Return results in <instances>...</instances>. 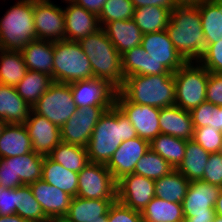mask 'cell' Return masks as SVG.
I'll return each mask as SVG.
<instances>
[{"instance_id": "1", "label": "cell", "mask_w": 222, "mask_h": 222, "mask_svg": "<svg viewBox=\"0 0 222 222\" xmlns=\"http://www.w3.org/2000/svg\"><path fill=\"white\" fill-rule=\"evenodd\" d=\"M138 137L135 128L114 104L100 116L86 147L89 162L107 165L125 140Z\"/></svg>"}, {"instance_id": "2", "label": "cell", "mask_w": 222, "mask_h": 222, "mask_svg": "<svg viewBox=\"0 0 222 222\" xmlns=\"http://www.w3.org/2000/svg\"><path fill=\"white\" fill-rule=\"evenodd\" d=\"M166 32L186 62H198L207 48L198 6H176Z\"/></svg>"}, {"instance_id": "3", "label": "cell", "mask_w": 222, "mask_h": 222, "mask_svg": "<svg viewBox=\"0 0 222 222\" xmlns=\"http://www.w3.org/2000/svg\"><path fill=\"white\" fill-rule=\"evenodd\" d=\"M90 60L93 77L106 80L116 90L124 83L121 54L102 28L78 41Z\"/></svg>"}, {"instance_id": "4", "label": "cell", "mask_w": 222, "mask_h": 222, "mask_svg": "<svg viewBox=\"0 0 222 222\" xmlns=\"http://www.w3.org/2000/svg\"><path fill=\"white\" fill-rule=\"evenodd\" d=\"M119 91L132 103L164 108L175 105L173 74L133 75L126 77Z\"/></svg>"}, {"instance_id": "5", "label": "cell", "mask_w": 222, "mask_h": 222, "mask_svg": "<svg viewBox=\"0 0 222 222\" xmlns=\"http://www.w3.org/2000/svg\"><path fill=\"white\" fill-rule=\"evenodd\" d=\"M34 0H20L7 10L0 20V49L21 50L36 40Z\"/></svg>"}, {"instance_id": "6", "label": "cell", "mask_w": 222, "mask_h": 222, "mask_svg": "<svg viewBox=\"0 0 222 222\" xmlns=\"http://www.w3.org/2000/svg\"><path fill=\"white\" fill-rule=\"evenodd\" d=\"M53 58V82L71 84L94 78L90 60L78 42L54 41Z\"/></svg>"}, {"instance_id": "7", "label": "cell", "mask_w": 222, "mask_h": 222, "mask_svg": "<svg viewBox=\"0 0 222 222\" xmlns=\"http://www.w3.org/2000/svg\"><path fill=\"white\" fill-rule=\"evenodd\" d=\"M186 62L173 77L175 79L176 103L183 110L191 111L206 101L209 71L199 62Z\"/></svg>"}, {"instance_id": "8", "label": "cell", "mask_w": 222, "mask_h": 222, "mask_svg": "<svg viewBox=\"0 0 222 222\" xmlns=\"http://www.w3.org/2000/svg\"><path fill=\"white\" fill-rule=\"evenodd\" d=\"M44 156L31 151L25 155L0 158V187L18 188L42 179Z\"/></svg>"}, {"instance_id": "9", "label": "cell", "mask_w": 222, "mask_h": 222, "mask_svg": "<svg viewBox=\"0 0 222 222\" xmlns=\"http://www.w3.org/2000/svg\"><path fill=\"white\" fill-rule=\"evenodd\" d=\"M70 84L53 82L48 90L33 105L32 111L46 117L61 128L76 112Z\"/></svg>"}, {"instance_id": "10", "label": "cell", "mask_w": 222, "mask_h": 222, "mask_svg": "<svg viewBox=\"0 0 222 222\" xmlns=\"http://www.w3.org/2000/svg\"><path fill=\"white\" fill-rule=\"evenodd\" d=\"M221 187L203 181L189 183L182 201L185 222H212L216 215L214 207Z\"/></svg>"}, {"instance_id": "11", "label": "cell", "mask_w": 222, "mask_h": 222, "mask_svg": "<svg viewBox=\"0 0 222 222\" xmlns=\"http://www.w3.org/2000/svg\"><path fill=\"white\" fill-rule=\"evenodd\" d=\"M117 182L104 164L89 163L78 173L77 196L116 200Z\"/></svg>"}, {"instance_id": "12", "label": "cell", "mask_w": 222, "mask_h": 222, "mask_svg": "<svg viewBox=\"0 0 222 222\" xmlns=\"http://www.w3.org/2000/svg\"><path fill=\"white\" fill-rule=\"evenodd\" d=\"M115 105L129 119L138 137L149 143L160 134V109L130 102L119 90L115 94Z\"/></svg>"}, {"instance_id": "13", "label": "cell", "mask_w": 222, "mask_h": 222, "mask_svg": "<svg viewBox=\"0 0 222 222\" xmlns=\"http://www.w3.org/2000/svg\"><path fill=\"white\" fill-rule=\"evenodd\" d=\"M111 107L89 106L77 108L76 112L60 128L61 141L86 148L100 116Z\"/></svg>"}, {"instance_id": "14", "label": "cell", "mask_w": 222, "mask_h": 222, "mask_svg": "<svg viewBox=\"0 0 222 222\" xmlns=\"http://www.w3.org/2000/svg\"><path fill=\"white\" fill-rule=\"evenodd\" d=\"M34 29L37 39L65 40L64 10L50 0H34Z\"/></svg>"}, {"instance_id": "15", "label": "cell", "mask_w": 222, "mask_h": 222, "mask_svg": "<svg viewBox=\"0 0 222 222\" xmlns=\"http://www.w3.org/2000/svg\"><path fill=\"white\" fill-rule=\"evenodd\" d=\"M155 197V180L128 174L117 181L116 200L126 207L141 212Z\"/></svg>"}, {"instance_id": "16", "label": "cell", "mask_w": 222, "mask_h": 222, "mask_svg": "<svg viewBox=\"0 0 222 222\" xmlns=\"http://www.w3.org/2000/svg\"><path fill=\"white\" fill-rule=\"evenodd\" d=\"M77 108L89 106H113L116 89L103 79H88L70 84Z\"/></svg>"}, {"instance_id": "17", "label": "cell", "mask_w": 222, "mask_h": 222, "mask_svg": "<svg viewBox=\"0 0 222 222\" xmlns=\"http://www.w3.org/2000/svg\"><path fill=\"white\" fill-rule=\"evenodd\" d=\"M141 46L154 62L175 73L186 61L175 49L166 30L143 34Z\"/></svg>"}, {"instance_id": "18", "label": "cell", "mask_w": 222, "mask_h": 222, "mask_svg": "<svg viewBox=\"0 0 222 222\" xmlns=\"http://www.w3.org/2000/svg\"><path fill=\"white\" fill-rule=\"evenodd\" d=\"M149 149V142L140 137L123 141L106 165L113 179L117 182L132 174L136 163Z\"/></svg>"}, {"instance_id": "19", "label": "cell", "mask_w": 222, "mask_h": 222, "mask_svg": "<svg viewBox=\"0 0 222 222\" xmlns=\"http://www.w3.org/2000/svg\"><path fill=\"white\" fill-rule=\"evenodd\" d=\"M24 125L27 128L32 150L42 156H48L61 142L60 128L50 122L46 117L30 111Z\"/></svg>"}, {"instance_id": "20", "label": "cell", "mask_w": 222, "mask_h": 222, "mask_svg": "<svg viewBox=\"0 0 222 222\" xmlns=\"http://www.w3.org/2000/svg\"><path fill=\"white\" fill-rule=\"evenodd\" d=\"M65 1L69 3L66 9H63L65 17V40L78 42L101 28L97 15L87 11L72 0Z\"/></svg>"}, {"instance_id": "21", "label": "cell", "mask_w": 222, "mask_h": 222, "mask_svg": "<svg viewBox=\"0 0 222 222\" xmlns=\"http://www.w3.org/2000/svg\"><path fill=\"white\" fill-rule=\"evenodd\" d=\"M29 186L47 218L67 214L73 196L48 184L43 179L29 184Z\"/></svg>"}, {"instance_id": "22", "label": "cell", "mask_w": 222, "mask_h": 222, "mask_svg": "<svg viewBox=\"0 0 222 222\" xmlns=\"http://www.w3.org/2000/svg\"><path fill=\"white\" fill-rule=\"evenodd\" d=\"M159 126L160 134L186 141L193 138L194 127L190 112L177 105L160 108Z\"/></svg>"}, {"instance_id": "23", "label": "cell", "mask_w": 222, "mask_h": 222, "mask_svg": "<svg viewBox=\"0 0 222 222\" xmlns=\"http://www.w3.org/2000/svg\"><path fill=\"white\" fill-rule=\"evenodd\" d=\"M102 29L120 54L141 45L143 33L133 19L108 22Z\"/></svg>"}, {"instance_id": "24", "label": "cell", "mask_w": 222, "mask_h": 222, "mask_svg": "<svg viewBox=\"0 0 222 222\" xmlns=\"http://www.w3.org/2000/svg\"><path fill=\"white\" fill-rule=\"evenodd\" d=\"M20 51L28 70L48 74L53 80V41L36 39L30 41Z\"/></svg>"}, {"instance_id": "25", "label": "cell", "mask_w": 222, "mask_h": 222, "mask_svg": "<svg viewBox=\"0 0 222 222\" xmlns=\"http://www.w3.org/2000/svg\"><path fill=\"white\" fill-rule=\"evenodd\" d=\"M31 110L15 87L0 84V118L7 124H24Z\"/></svg>"}, {"instance_id": "26", "label": "cell", "mask_w": 222, "mask_h": 222, "mask_svg": "<svg viewBox=\"0 0 222 222\" xmlns=\"http://www.w3.org/2000/svg\"><path fill=\"white\" fill-rule=\"evenodd\" d=\"M32 150L24 124H6L0 136V158L25 155Z\"/></svg>"}, {"instance_id": "27", "label": "cell", "mask_w": 222, "mask_h": 222, "mask_svg": "<svg viewBox=\"0 0 222 222\" xmlns=\"http://www.w3.org/2000/svg\"><path fill=\"white\" fill-rule=\"evenodd\" d=\"M116 200L85 199L75 196L65 215L72 222H94L99 217H107L109 207Z\"/></svg>"}, {"instance_id": "28", "label": "cell", "mask_w": 222, "mask_h": 222, "mask_svg": "<svg viewBox=\"0 0 222 222\" xmlns=\"http://www.w3.org/2000/svg\"><path fill=\"white\" fill-rule=\"evenodd\" d=\"M42 179L73 197L77 196L78 173L65 169L49 156H44Z\"/></svg>"}, {"instance_id": "29", "label": "cell", "mask_w": 222, "mask_h": 222, "mask_svg": "<svg viewBox=\"0 0 222 222\" xmlns=\"http://www.w3.org/2000/svg\"><path fill=\"white\" fill-rule=\"evenodd\" d=\"M209 156L210 153L205 151L198 143L192 139L188 140L184 158L176 170L190 182L200 181L203 178Z\"/></svg>"}, {"instance_id": "30", "label": "cell", "mask_w": 222, "mask_h": 222, "mask_svg": "<svg viewBox=\"0 0 222 222\" xmlns=\"http://www.w3.org/2000/svg\"><path fill=\"white\" fill-rule=\"evenodd\" d=\"M207 44L222 38V0H204L198 5Z\"/></svg>"}, {"instance_id": "31", "label": "cell", "mask_w": 222, "mask_h": 222, "mask_svg": "<svg viewBox=\"0 0 222 222\" xmlns=\"http://www.w3.org/2000/svg\"><path fill=\"white\" fill-rule=\"evenodd\" d=\"M145 222H180L184 221L182 203H174L154 197L141 211Z\"/></svg>"}, {"instance_id": "32", "label": "cell", "mask_w": 222, "mask_h": 222, "mask_svg": "<svg viewBox=\"0 0 222 222\" xmlns=\"http://www.w3.org/2000/svg\"><path fill=\"white\" fill-rule=\"evenodd\" d=\"M53 83L48 74L27 70L25 77L15 86L19 96L32 108Z\"/></svg>"}, {"instance_id": "33", "label": "cell", "mask_w": 222, "mask_h": 222, "mask_svg": "<svg viewBox=\"0 0 222 222\" xmlns=\"http://www.w3.org/2000/svg\"><path fill=\"white\" fill-rule=\"evenodd\" d=\"M27 70L20 50L0 49V84L15 87Z\"/></svg>"}, {"instance_id": "34", "label": "cell", "mask_w": 222, "mask_h": 222, "mask_svg": "<svg viewBox=\"0 0 222 222\" xmlns=\"http://www.w3.org/2000/svg\"><path fill=\"white\" fill-rule=\"evenodd\" d=\"M190 181L176 169L155 180V196L174 203H182Z\"/></svg>"}, {"instance_id": "35", "label": "cell", "mask_w": 222, "mask_h": 222, "mask_svg": "<svg viewBox=\"0 0 222 222\" xmlns=\"http://www.w3.org/2000/svg\"><path fill=\"white\" fill-rule=\"evenodd\" d=\"M53 161L65 169L79 173L87 164L89 158L85 147L60 142L48 155Z\"/></svg>"}, {"instance_id": "36", "label": "cell", "mask_w": 222, "mask_h": 222, "mask_svg": "<svg viewBox=\"0 0 222 222\" xmlns=\"http://www.w3.org/2000/svg\"><path fill=\"white\" fill-rule=\"evenodd\" d=\"M170 11L157 6L140 7L134 10L133 20L143 34L166 29L170 20Z\"/></svg>"}, {"instance_id": "37", "label": "cell", "mask_w": 222, "mask_h": 222, "mask_svg": "<svg viewBox=\"0 0 222 222\" xmlns=\"http://www.w3.org/2000/svg\"><path fill=\"white\" fill-rule=\"evenodd\" d=\"M186 142L184 139L159 134L149 146L153 152L158 153L173 169H176L184 158Z\"/></svg>"}, {"instance_id": "38", "label": "cell", "mask_w": 222, "mask_h": 222, "mask_svg": "<svg viewBox=\"0 0 222 222\" xmlns=\"http://www.w3.org/2000/svg\"><path fill=\"white\" fill-rule=\"evenodd\" d=\"M15 206L16 214L28 222H46L48 220L29 185H21L16 188Z\"/></svg>"}, {"instance_id": "39", "label": "cell", "mask_w": 222, "mask_h": 222, "mask_svg": "<svg viewBox=\"0 0 222 222\" xmlns=\"http://www.w3.org/2000/svg\"><path fill=\"white\" fill-rule=\"evenodd\" d=\"M174 170L158 153L149 149L136 163L134 174L153 180L162 178Z\"/></svg>"}, {"instance_id": "40", "label": "cell", "mask_w": 222, "mask_h": 222, "mask_svg": "<svg viewBox=\"0 0 222 222\" xmlns=\"http://www.w3.org/2000/svg\"><path fill=\"white\" fill-rule=\"evenodd\" d=\"M134 10L131 0H107L98 16L101 28L108 22L133 19Z\"/></svg>"}, {"instance_id": "41", "label": "cell", "mask_w": 222, "mask_h": 222, "mask_svg": "<svg viewBox=\"0 0 222 222\" xmlns=\"http://www.w3.org/2000/svg\"><path fill=\"white\" fill-rule=\"evenodd\" d=\"M149 55L140 45L121 54L124 79L133 75H147Z\"/></svg>"}, {"instance_id": "42", "label": "cell", "mask_w": 222, "mask_h": 222, "mask_svg": "<svg viewBox=\"0 0 222 222\" xmlns=\"http://www.w3.org/2000/svg\"><path fill=\"white\" fill-rule=\"evenodd\" d=\"M192 140L209 153H219L222 146V132L211 126L194 128Z\"/></svg>"}, {"instance_id": "43", "label": "cell", "mask_w": 222, "mask_h": 222, "mask_svg": "<svg viewBox=\"0 0 222 222\" xmlns=\"http://www.w3.org/2000/svg\"><path fill=\"white\" fill-rule=\"evenodd\" d=\"M198 62L209 72L222 74V38L216 43L207 44Z\"/></svg>"}, {"instance_id": "44", "label": "cell", "mask_w": 222, "mask_h": 222, "mask_svg": "<svg viewBox=\"0 0 222 222\" xmlns=\"http://www.w3.org/2000/svg\"><path fill=\"white\" fill-rule=\"evenodd\" d=\"M108 222H140L141 212L126 207L117 200L109 207Z\"/></svg>"}, {"instance_id": "45", "label": "cell", "mask_w": 222, "mask_h": 222, "mask_svg": "<svg viewBox=\"0 0 222 222\" xmlns=\"http://www.w3.org/2000/svg\"><path fill=\"white\" fill-rule=\"evenodd\" d=\"M201 181L222 188V153H210Z\"/></svg>"}, {"instance_id": "46", "label": "cell", "mask_w": 222, "mask_h": 222, "mask_svg": "<svg viewBox=\"0 0 222 222\" xmlns=\"http://www.w3.org/2000/svg\"><path fill=\"white\" fill-rule=\"evenodd\" d=\"M206 101L215 106H222V74L209 72Z\"/></svg>"}, {"instance_id": "47", "label": "cell", "mask_w": 222, "mask_h": 222, "mask_svg": "<svg viewBox=\"0 0 222 222\" xmlns=\"http://www.w3.org/2000/svg\"><path fill=\"white\" fill-rule=\"evenodd\" d=\"M214 105L210 102H203L196 108L190 111L192 123L194 128L211 126L212 113Z\"/></svg>"}, {"instance_id": "48", "label": "cell", "mask_w": 222, "mask_h": 222, "mask_svg": "<svg viewBox=\"0 0 222 222\" xmlns=\"http://www.w3.org/2000/svg\"><path fill=\"white\" fill-rule=\"evenodd\" d=\"M16 188L0 187V215L16 214Z\"/></svg>"}, {"instance_id": "49", "label": "cell", "mask_w": 222, "mask_h": 222, "mask_svg": "<svg viewBox=\"0 0 222 222\" xmlns=\"http://www.w3.org/2000/svg\"><path fill=\"white\" fill-rule=\"evenodd\" d=\"M77 5L82 6L87 11H90L91 13L99 16L104 3L107 0H72Z\"/></svg>"}, {"instance_id": "50", "label": "cell", "mask_w": 222, "mask_h": 222, "mask_svg": "<svg viewBox=\"0 0 222 222\" xmlns=\"http://www.w3.org/2000/svg\"><path fill=\"white\" fill-rule=\"evenodd\" d=\"M173 74L169 72L161 63L154 62L151 57L147 62V75Z\"/></svg>"}, {"instance_id": "51", "label": "cell", "mask_w": 222, "mask_h": 222, "mask_svg": "<svg viewBox=\"0 0 222 222\" xmlns=\"http://www.w3.org/2000/svg\"><path fill=\"white\" fill-rule=\"evenodd\" d=\"M211 127L222 132V106H215L211 118Z\"/></svg>"}, {"instance_id": "52", "label": "cell", "mask_w": 222, "mask_h": 222, "mask_svg": "<svg viewBox=\"0 0 222 222\" xmlns=\"http://www.w3.org/2000/svg\"><path fill=\"white\" fill-rule=\"evenodd\" d=\"M151 6L162 7L170 12H172V10L176 7L173 0H151Z\"/></svg>"}, {"instance_id": "53", "label": "cell", "mask_w": 222, "mask_h": 222, "mask_svg": "<svg viewBox=\"0 0 222 222\" xmlns=\"http://www.w3.org/2000/svg\"><path fill=\"white\" fill-rule=\"evenodd\" d=\"M0 222H28L17 214L0 215Z\"/></svg>"}, {"instance_id": "54", "label": "cell", "mask_w": 222, "mask_h": 222, "mask_svg": "<svg viewBox=\"0 0 222 222\" xmlns=\"http://www.w3.org/2000/svg\"><path fill=\"white\" fill-rule=\"evenodd\" d=\"M204 0H173L176 6H198Z\"/></svg>"}, {"instance_id": "55", "label": "cell", "mask_w": 222, "mask_h": 222, "mask_svg": "<svg viewBox=\"0 0 222 222\" xmlns=\"http://www.w3.org/2000/svg\"><path fill=\"white\" fill-rule=\"evenodd\" d=\"M214 210H215L216 215H219L222 217V190L220 191L219 196L217 197Z\"/></svg>"}, {"instance_id": "56", "label": "cell", "mask_w": 222, "mask_h": 222, "mask_svg": "<svg viewBox=\"0 0 222 222\" xmlns=\"http://www.w3.org/2000/svg\"><path fill=\"white\" fill-rule=\"evenodd\" d=\"M135 9L140 7L151 6V0H131Z\"/></svg>"}, {"instance_id": "57", "label": "cell", "mask_w": 222, "mask_h": 222, "mask_svg": "<svg viewBox=\"0 0 222 222\" xmlns=\"http://www.w3.org/2000/svg\"><path fill=\"white\" fill-rule=\"evenodd\" d=\"M46 222H72V221L68 219L66 216H59V217L48 218Z\"/></svg>"}, {"instance_id": "58", "label": "cell", "mask_w": 222, "mask_h": 222, "mask_svg": "<svg viewBox=\"0 0 222 222\" xmlns=\"http://www.w3.org/2000/svg\"><path fill=\"white\" fill-rule=\"evenodd\" d=\"M6 124L7 123L2 118H0V136Z\"/></svg>"}, {"instance_id": "59", "label": "cell", "mask_w": 222, "mask_h": 222, "mask_svg": "<svg viewBox=\"0 0 222 222\" xmlns=\"http://www.w3.org/2000/svg\"><path fill=\"white\" fill-rule=\"evenodd\" d=\"M94 222H108L106 217H99Z\"/></svg>"}, {"instance_id": "60", "label": "cell", "mask_w": 222, "mask_h": 222, "mask_svg": "<svg viewBox=\"0 0 222 222\" xmlns=\"http://www.w3.org/2000/svg\"><path fill=\"white\" fill-rule=\"evenodd\" d=\"M212 222H222V217L219 215H215L214 220Z\"/></svg>"}]
</instances>
